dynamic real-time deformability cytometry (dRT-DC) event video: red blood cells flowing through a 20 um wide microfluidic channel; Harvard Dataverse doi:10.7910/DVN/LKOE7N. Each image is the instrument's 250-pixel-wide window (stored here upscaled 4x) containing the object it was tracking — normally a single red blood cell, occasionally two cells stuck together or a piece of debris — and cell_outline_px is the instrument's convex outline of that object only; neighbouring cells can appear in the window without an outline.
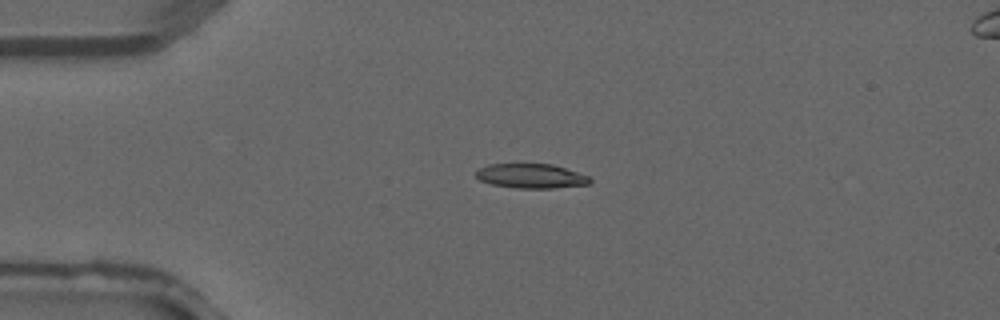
{"species": "common noctule bat (a hibernating species)", "species_latin": "Nyctalus noctula", "temperature_condition": "warm", "stored_images_in_passage": 3, "camera_frame_rate_fps": 3000, "um_per_image_px": 0.085, "animal": {"sex": "male", "forearm_length_mm": 52.5}, "frame": {"image": 1, "passage_image": 2, "time_ms": 0.333, "image_size_px": [1000, 320], "cell_outline_px": [[592, 180], [588, 184], [552, 188], [516, 188], [492, 184], [480, 180], [476, 176], [476, 172], [480, 168], [488, 164], [552, 164], [588, 176]], "centroid_in_image_um": [45.12, 14.96], "position_along_channel_um": 39.9, "area_um2": 16.01}}